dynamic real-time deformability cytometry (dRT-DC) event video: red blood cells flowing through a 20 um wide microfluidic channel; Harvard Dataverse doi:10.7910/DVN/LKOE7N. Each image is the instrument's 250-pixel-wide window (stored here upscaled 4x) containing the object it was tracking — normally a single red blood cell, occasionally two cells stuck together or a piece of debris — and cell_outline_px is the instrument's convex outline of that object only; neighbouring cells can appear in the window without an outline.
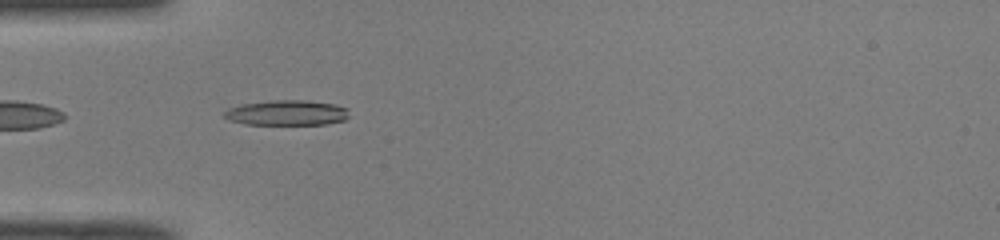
{"species": "common noctule bat (a hibernating species)", "species_latin": "Nyctalus noctula", "temperature_condition": "room temperature", "stored_images_in_passage": 35, "camera_frame_rate_fps": 3000, "um_per_image_px": 0.085, "animal": {"sex": "male", "body_mass_g": 19.0, "forearm_length_mm": 50.8}, "frame": {"image": 1, "passage_image": 2, "time_ms": 0.333, "image_size_px": [1000, 240], "cell_outline_px": [[348, 116], [344, 120], [328, 124], [244, 124], [228, 120], [224, 116], [224, 112], [228, 108], [240, 104], [272, 100], [308, 100], [336, 104], [348, 108]], "centroid_in_image_um": [24.38, 9.58], "position_along_channel_um": 60.6, "area_um2": 18.5}}
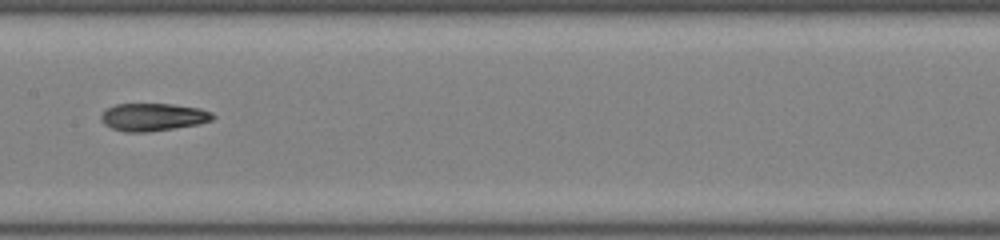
{"frame": {"image": 2, "passage_image": 12, "time_ms": 3.667, "image_size_px": [1000, 240], "cell_outline_px": [[216, 116], [212, 120], [196, 124], [148, 132], [124, 132], [112, 128], [104, 124], [100, 120], [100, 116], [108, 108], [116, 104], [172, 104], [200, 108], [212, 112]], "centroid_in_image_um": [13.0, 9.94], "position_along_channel_um": 194.4, "area_um2": 17.92}}
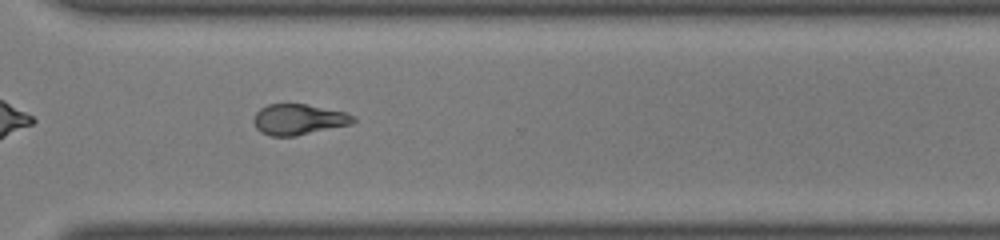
{"frame": {"image": 3, "passage_image": 23, "time_ms": 7.333, "image_size_px": [1000, 240], "cell_outline_px": [[356, 120], [352, 124], [296, 136], [272, 136], [260, 132], [256, 128], [252, 120], [256, 112], [260, 108], [268, 104], [304, 104], [344, 112], [356, 116]], "centroid_in_image_um": [25.36, 10.16], "position_along_channel_um": 345.2, "area_um2": 17.86}, "authors_computed_cell_mechanics": {"area_um2": 17.7446, "velocity_mm_per_s": 4.1029, "shape_relaxation_time_tau1_ms": null, "shape_relaxation_time_tau2_ms": 3.8134, "deformation_change_tau1": null, "deformation_change_tau2": 0.1277}}